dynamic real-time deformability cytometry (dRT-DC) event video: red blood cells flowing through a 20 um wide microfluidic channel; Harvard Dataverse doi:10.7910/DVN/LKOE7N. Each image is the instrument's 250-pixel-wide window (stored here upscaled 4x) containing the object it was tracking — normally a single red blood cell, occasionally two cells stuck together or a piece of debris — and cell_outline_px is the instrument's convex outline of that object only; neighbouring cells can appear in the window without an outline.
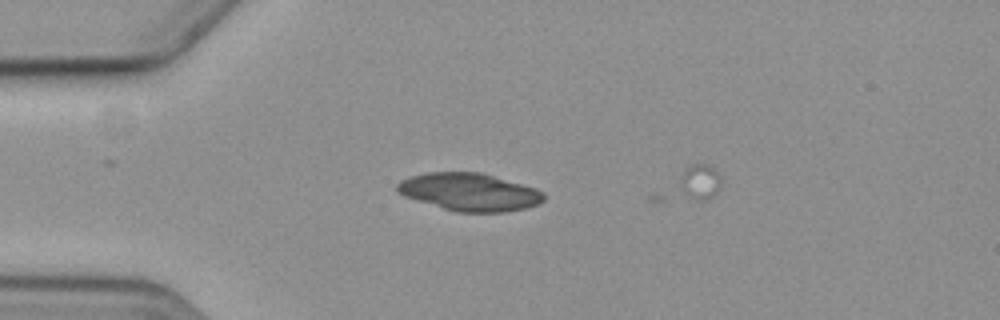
{"species": "common noctule bat (a hibernating species)", "species_latin": "Nyctalus noctula", "temperature_condition": "cold", "stored_images_in_passage": 4, "camera_frame_rate_fps": 3000, "um_per_image_px": 0.085, "animal": {"sex": "female", "body_mass_g": 19.3, "forearm_length_mm": 54.1}, "frame": {"image": 1, "passage_image": 1, "time_ms": 0.0, "image_size_px": [1000, 320], "cell_outline_px": [[544, 200], [528, 208], [504, 212], [456, 212], [404, 196], [396, 192], [396, 184], [400, 180], [408, 176], [428, 172], [480, 172], [536, 188], [544, 192]], "centroid_in_image_um": [39.88, 16.31], "position_along_channel_um": 45.1, "area_um2": 32.25}}